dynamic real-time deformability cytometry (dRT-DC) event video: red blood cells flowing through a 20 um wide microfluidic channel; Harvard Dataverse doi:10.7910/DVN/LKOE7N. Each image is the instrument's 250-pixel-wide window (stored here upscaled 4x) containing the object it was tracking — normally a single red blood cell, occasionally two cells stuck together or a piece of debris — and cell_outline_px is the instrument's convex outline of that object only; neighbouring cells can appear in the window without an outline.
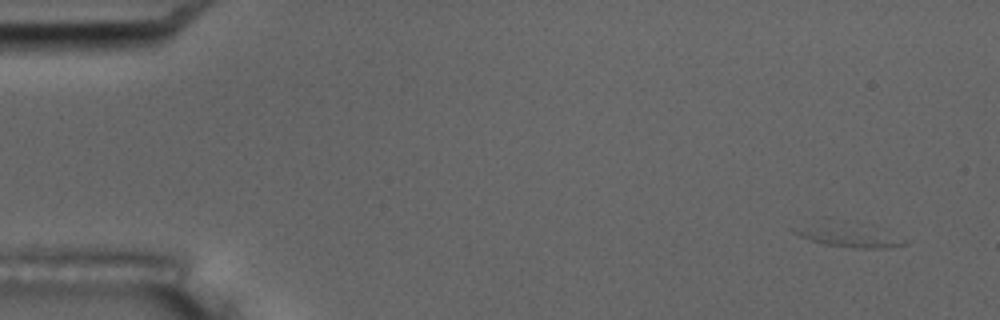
{"species": "common noctule bat (a hibernating species)", "species_latin": "Nyctalus noctula", "temperature_condition": "room temperature", "stored_images_in_passage": 4, "camera_frame_rate_fps": 3000, "um_per_image_px": 0.085, "animal": {"sex": "male", "body_mass_g": 17.5, "forearm_length_mm": 52.3}, "frame": {"image": 1, "passage_image": 1, "time_ms": 0.0, "image_size_px": [1000, 320], "cell_outline_px": [[908, 244], [884, 248], [852, 248], [824, 244], [800, 236], [796, 232], [844, 220], [908, 240]], "centroid_in_image_um": [72.38, 20.07], "position_along_channel_um": 12.6, "area_um2": 13.41}}